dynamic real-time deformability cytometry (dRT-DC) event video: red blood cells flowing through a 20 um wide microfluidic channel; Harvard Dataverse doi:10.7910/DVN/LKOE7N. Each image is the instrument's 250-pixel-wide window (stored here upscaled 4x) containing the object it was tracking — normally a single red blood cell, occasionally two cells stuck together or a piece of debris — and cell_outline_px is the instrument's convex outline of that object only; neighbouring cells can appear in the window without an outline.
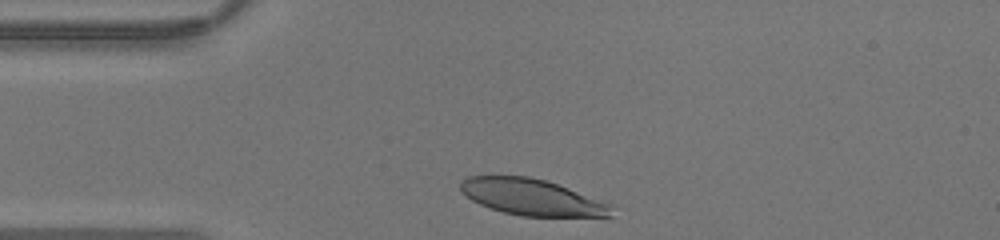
{"species": "human", "species_latin": "Homo sapiens", "temperature_condition": "warm", "stored_images_in_passage": 24, "camera_frame_rate_fps": 3000, "um_per_image_px": 0.085, "donor": {"sex": "male"}, "frame": {"image": 1, "passage_image": 1, "time_ms": 0.0, "image_size_px": [1000, 240], "cell_outline_px": [[616, 208], [612, 216], [520, 216], [504, 212], [480, 204], [472, 200], [460, 192], [460, 180], [468, 176], [528, 176], [544, 180], [616, 204]], "centroid_in_image_um": [45.27, 16.76], "position_along_channel_um": 39.7, "area_um2": 32.14}}
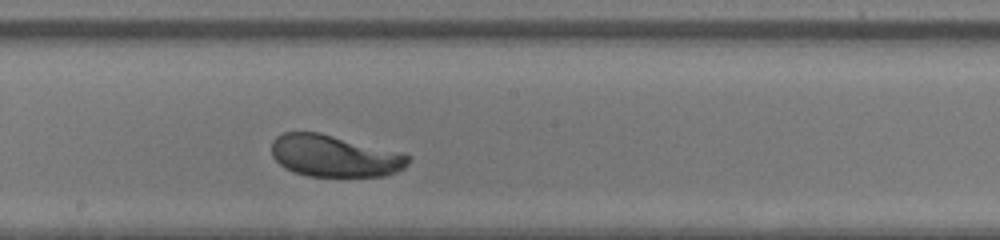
{"frame": {"image": 2, "passage_image": 14, "time_ms": 4.333, "image_size_px": [1000, 240], "cell_outline_px": [[412, 156], [408, 164], [404, 168], [396, 172], [384, 176], [308, 176], [284, 168], [272, 156], [272, 140], [276, 136], [284, 132], [320, 132], [400, 152]], "centroid_in_image_um": [28.43, 13.25], "position_along_channel_um": 219.8, "area_um2": 33.35}}
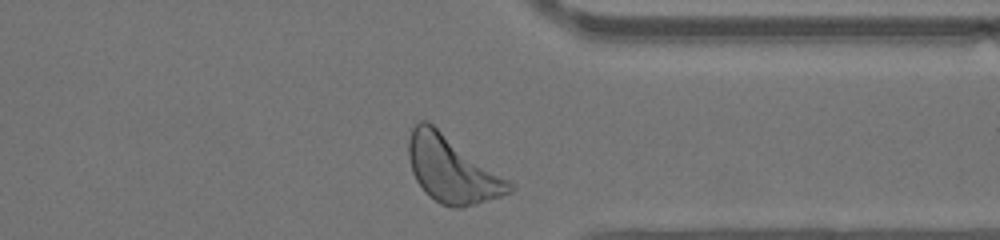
{"frame": {"image": 3, "passage_image": 24, "time_ms": 7.667, "image_size_px": [1000, 240], "cell_outline_px": [[516, 188], [512, 192], [476, 204], [460, 208], [456, 208], [440, 204], [428, 196], [424, 192], [416, 180], [412, 172], [408, 156], [408, 140], [412, 128], [420, 120], [428, 120], [508, 180]], "centroid_in_image_um": [38.38, 14.4], "position_along_channel_um": 373.0, "area_um2": 38.84}}